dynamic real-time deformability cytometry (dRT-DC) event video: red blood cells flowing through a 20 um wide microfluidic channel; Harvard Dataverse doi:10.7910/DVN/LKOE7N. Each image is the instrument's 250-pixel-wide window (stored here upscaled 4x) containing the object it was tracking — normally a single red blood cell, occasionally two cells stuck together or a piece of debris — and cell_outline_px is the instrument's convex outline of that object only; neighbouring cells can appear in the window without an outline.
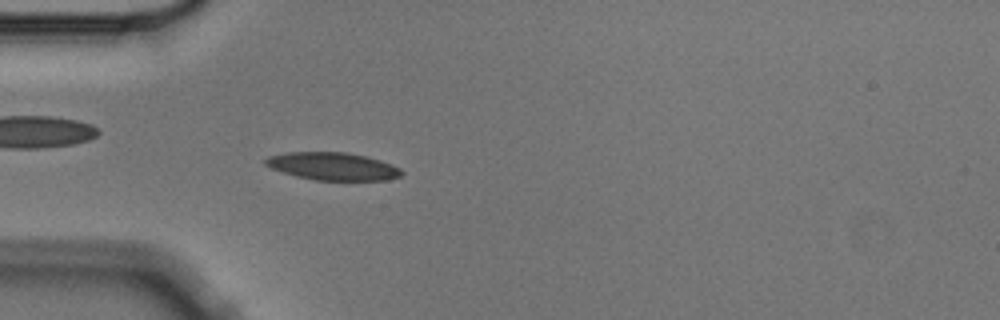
{"species": "Egyptian fruit bat (a non-hibernating species)", "species_latin": "Rousettus aegyptiacus", "temperature_condition": "cold", "stored_images_in_passage": 6, "camera_frame_rate_fps": 3000, "um_per_image_px": 0.085, "animal": {"sex": "male"}, "frame": {"image": 1, "passage_image": 6, "time_ms": 1.667, "image_size_px": [1000, 320], "cell_outline_px": [[404, 172], [400, 176], [388, 180], [316, 180], [296, 176], [272, 168], [264, 164], [264, 160], [268, 156], [288, 152], [344, 152], [368, 156], [392, 164], [400, 168]], "centroid_in_image_um": [28.31, 14.13], "position_along_channel_um": 56.7, "area_um2": 21.96}}